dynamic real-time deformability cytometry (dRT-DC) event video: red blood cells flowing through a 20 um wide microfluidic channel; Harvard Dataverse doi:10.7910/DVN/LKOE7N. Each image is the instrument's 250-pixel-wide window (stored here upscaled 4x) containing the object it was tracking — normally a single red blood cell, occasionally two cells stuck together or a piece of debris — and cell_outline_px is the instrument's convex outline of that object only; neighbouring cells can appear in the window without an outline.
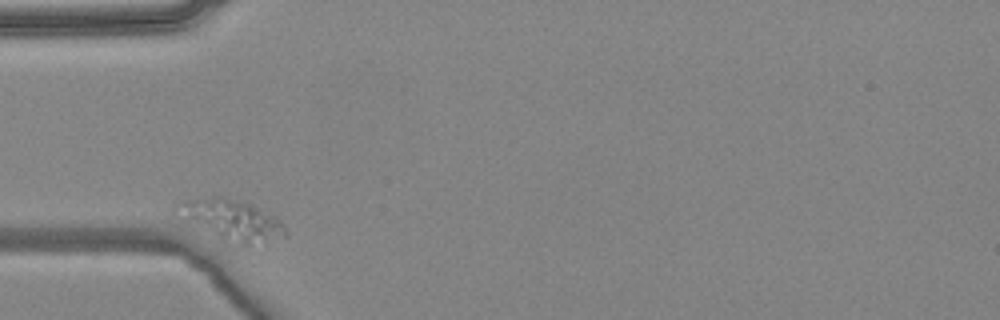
{"species": "common noctule bat (a hibernating species)", "species_latin": "Nyctalus noctula", "temperature_condition": "warm", "stored_images_in_passage": 2, "camera_frame_rate_fps": 3000, "um_per_image_px": 0.085, "animal": {"sex": "female", "body_mass_g": 24.6, "forearm_length_mm": 56.2}, "frame": {"image": 1, "passage_image": 1, "time_ms": 0.0, "image_size_px": [1000, 320], "cell_outline_px": [[288, 236], [248, 244], [240, 244], [220, 236], [188, 220], [176, 204], [184, 200], [212, 196], [224, 196], [248, 204], [276, 216], [280, 220], [288, 232]], "centroid_in_image_um": [19.81, 18.65], "position_along_channel_um": 65.2, "area_um2": 23.99}}